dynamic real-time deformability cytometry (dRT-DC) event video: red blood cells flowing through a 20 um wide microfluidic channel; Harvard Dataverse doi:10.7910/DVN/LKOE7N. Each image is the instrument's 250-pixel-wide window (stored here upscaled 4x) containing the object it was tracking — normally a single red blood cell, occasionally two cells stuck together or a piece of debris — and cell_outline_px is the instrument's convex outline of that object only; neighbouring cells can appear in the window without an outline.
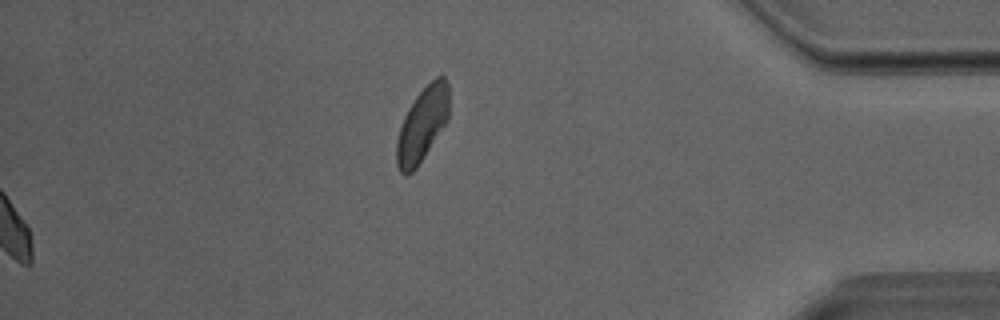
{"species": "Egyptian fruit bat (a non-hibernating species)", "species_latin": "Rousettus aegyptiacus", "temperature_condition": "room temperature", "stored_images_in_passage": 34, "segment_of_instrument_passage": [2, 2], "camera_frame_rate_fps": 3000, "um_per_image_px": 0.085, "animal": {"sex": "male"}, "frame": {"image": 1, "passage_image": 34, "time_ms": 11.0, "image_size_px": [1000, 320], "cell_outline_px": [[448, 120], [416, 168], [412, 172], [404, 176], [400, 172], [396, 164], [396, 140], [404, 116], [408, 108], [416, 96], [436, 76], [444, 76], [448, 84]], "centroid_in_image_um": [35.88, 10.6], "position_along_channel_um": 399.3, "area_um2": 22.48}}